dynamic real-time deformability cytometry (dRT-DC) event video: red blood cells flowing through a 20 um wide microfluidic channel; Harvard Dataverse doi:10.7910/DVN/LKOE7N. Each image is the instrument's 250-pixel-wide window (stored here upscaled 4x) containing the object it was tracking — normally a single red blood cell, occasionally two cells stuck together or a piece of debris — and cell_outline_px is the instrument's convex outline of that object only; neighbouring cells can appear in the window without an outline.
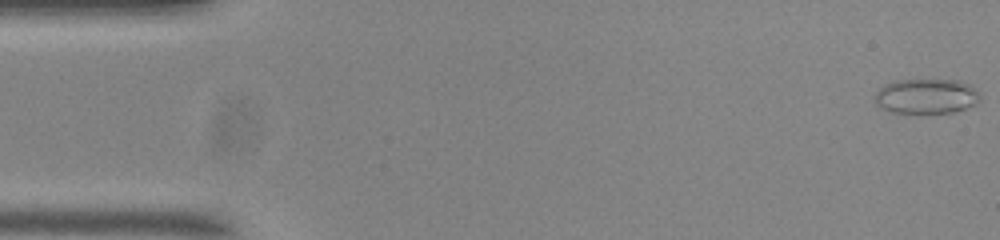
{"species": "common noctule bat (a hibernating species)", "species_latin": "Nyctalus noctula", "temperature_condition": "room temperature", "stored_images_in_passage": 55, "camera_frame_rate_fps": 3000, "um_per_image_px": 0.085, "animal": {"sex": "male", "body_mass_g": 20.0, "forearm_length_mm": 53.3}, "frame": {"image": 1, "passage_image": 1, "time_ms": 0.0, "image_size_px": [1000, 240], "cell_outline_px": [[976, 92], [972, 104], [964, 108], [948, 112], [896, 112], [884, 108], [876, 100], [876, 96], [880, 88], [888, 84], [904, 80], [952, 80]], "centroid_in_image_um": [78.63, 8.18], "position_along_channel_um": 6.4, "area_um2": 19.54}}
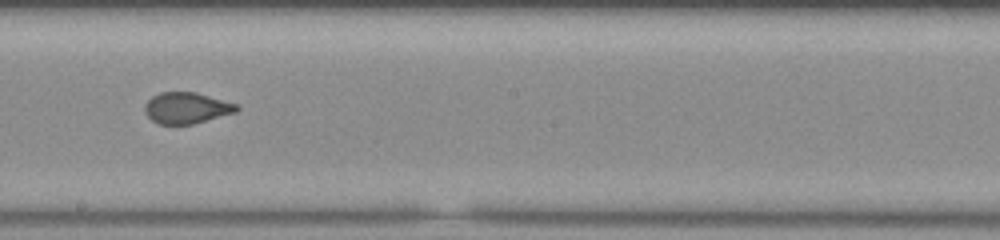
{"frame": {"image": 2, "passage_image": 30, "time_ms": 9.667, "image_size_px": [1000, 240], "cell_outline_px": [[240, 108], [236, 112], [192, 124], [160, 124], [152, 120], [144, 112], [144, 108], [148, 100], [152, 96], [160, 92], [196, 92], [236, 104]], "centroid_in_image_um": [15.84, 9.17], "position_along_channel_um": 232.4, "area_um2": 16.53}}
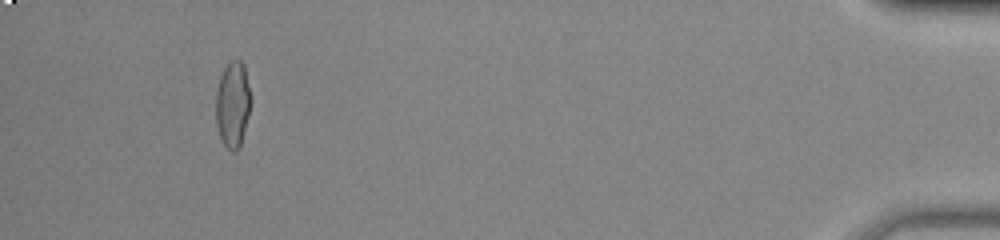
{"frame": {"image": 3, "passage_image": 51, "time_ms": 16.667, "image_size_px": [1000, 240], "cell_outline_px": [[252, 100], [248, 116], [240, 144], [236, 152], [232, 152], [224, 144], [220, 136], [216, 124], [216, 92], [220, 76], [224, 68], [232, 60], [240, 60], [244, 64]], "centroid_in_image_um": [19.79, 8.85], "position_along_channel_um": 415.4, "area_um2": 17.46}}